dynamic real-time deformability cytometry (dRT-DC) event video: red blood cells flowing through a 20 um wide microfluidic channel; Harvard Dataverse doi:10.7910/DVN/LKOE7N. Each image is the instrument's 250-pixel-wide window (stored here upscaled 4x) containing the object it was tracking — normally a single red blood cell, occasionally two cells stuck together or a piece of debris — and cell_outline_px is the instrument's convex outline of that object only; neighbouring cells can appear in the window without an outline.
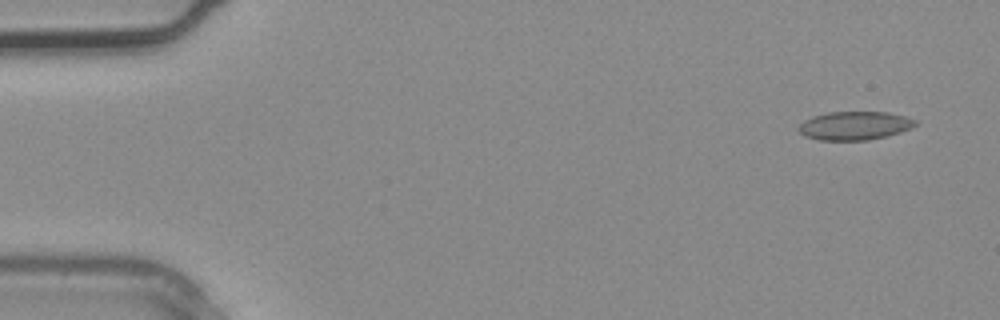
{"species": "common noctule bat (a hibernating species)", "species_latin": "Nyctalus noctula", "temperature_condition": "warm", "stored_images_in_passage": 4, "camera_frame_rate_fps": 3000, "um_per_image_px": 0.085, "animal": {"sex": "male", "body_mass_g": 20.4}, "frame": {"image": 1, "passage_image": 1, "time_ms": 0.0, "image_size_px": [1000, 320], "cell_outline_px": [[916, 124], [912, 128], [888, 136], [868, 140], [820, 140], [804, 136], [796, 128], [804, 120], [812, 116], [828, 112], [888, 112], [908, 116], [916, 120]], "centroid_in_image_um": [72.65, 10.68], "position_along_channel_um": 12.4, "area_um2": 19.59}}